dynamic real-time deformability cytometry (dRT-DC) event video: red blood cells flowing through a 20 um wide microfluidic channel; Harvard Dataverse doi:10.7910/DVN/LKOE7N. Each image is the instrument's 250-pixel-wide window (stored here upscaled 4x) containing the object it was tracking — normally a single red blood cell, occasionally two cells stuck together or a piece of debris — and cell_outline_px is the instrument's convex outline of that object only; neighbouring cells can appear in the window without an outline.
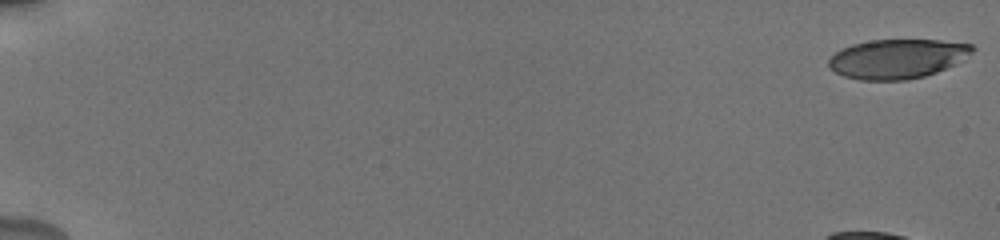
{"species": "human", "species_latin": "Homo sapiens", "temperature_condition": "cold", "stored_images_in_passage": 50, "camera_frame_rate_fps": 3000, "um_per_image_px": 0.085, "donor": {"sex": "male"}, "frame": {"image": 1, "passage_image": 1, "time_ms": 0.0, "image_size_px": [1000, 240], "cell_outline_px": [[976, 48], [972, 52], [956, 64], [936, 72], [924, 76], [904, 80], [860, 80], [844, 76], [828, 68], [828, 60], [840, 48], [852, 44], [872, 40], [940, 40], [972, 44]], "centroid_in_image_um": [76.26, 4.99], "position_along_channel_um": 8.7, "area_um2": 33.0}}